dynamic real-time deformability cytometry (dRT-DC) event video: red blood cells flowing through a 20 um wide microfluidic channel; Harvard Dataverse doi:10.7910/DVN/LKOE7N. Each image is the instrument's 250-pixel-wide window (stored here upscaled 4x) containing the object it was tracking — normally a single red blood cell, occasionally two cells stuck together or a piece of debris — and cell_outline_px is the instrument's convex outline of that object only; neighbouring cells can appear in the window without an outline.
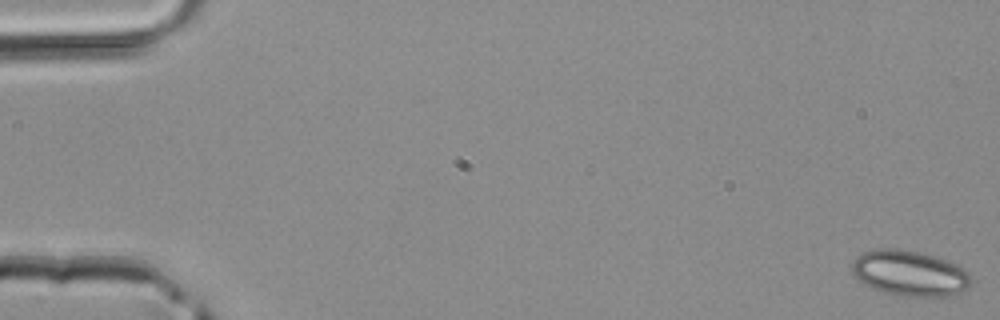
{"species": "common noctule bat (a hibernating species)", "species_latin": "Nyctalus noctula", "temperature_condition": "room temperature", "stored_images_in_passage": 46, "camera_frame_rate_fps": 3000, "um_per_image_px": 0.085, "animal": {"sex": "male", "body_mass_g": 20.4}, "frame": {"image": 1, "passage_image": 1, "time_ms": 0.0, "image_size_px": [1000, 320], "cell_outline_px": [[972, 284], [948, 296], [896, 296], [884, 292], [864, 284], [852, 272], [852, 264], [856, 256], [864, 252], [876, 248], [900, 248], [936, 256], [956, 264], [964, 268], [972, 276]], "centroid_in_image_um": [77.32, 23.21], "position_along_channel_um": 7.7, "area_um2": 31.62}}
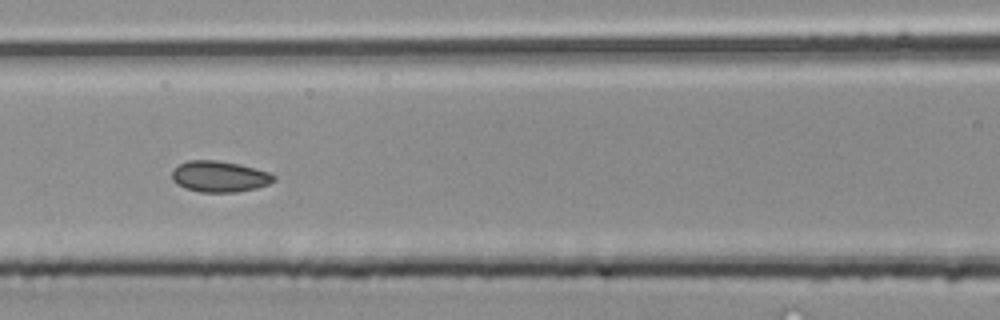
{"frame": {"image": 2, "passage_image": 21, "time_ms": 6.667, "image_size_px": [1000, 320], "cell_outline_px": [[276, 180], [268, 184], [256, 188], [236, 192], [200, 192], [184, 188], [176, 184], [172, 180], [172, 172], [180, 164], [188, 160], [216, 160], [240, 164], [268, 172], [276, 176]], "centroid_in_image_um": [18.65, 15.01], "position_along_channel_um": 147.9, "area_um2": 18.44}}
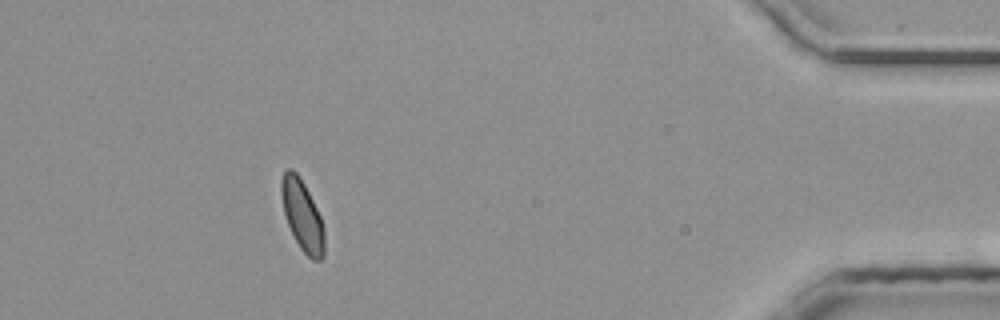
{"frame": {"image": 3, "passage_image": 42, "time_ms": 13.667, "image_size_px": [1000, 320], "cell_outline_px": [[324, 256], [320, 260], [312, 260], [300, 248], [288, 224], [284, 212], [280, 192], [280, 180], [284, 172], [288, 168], [292, 168], [296, 172], [304, 184], [320, 216], [324, 228]], "centroid_in_image_um": [25.69, 18.3], "position_along_channel_um": 409.5, "area_um2": 17.51}}